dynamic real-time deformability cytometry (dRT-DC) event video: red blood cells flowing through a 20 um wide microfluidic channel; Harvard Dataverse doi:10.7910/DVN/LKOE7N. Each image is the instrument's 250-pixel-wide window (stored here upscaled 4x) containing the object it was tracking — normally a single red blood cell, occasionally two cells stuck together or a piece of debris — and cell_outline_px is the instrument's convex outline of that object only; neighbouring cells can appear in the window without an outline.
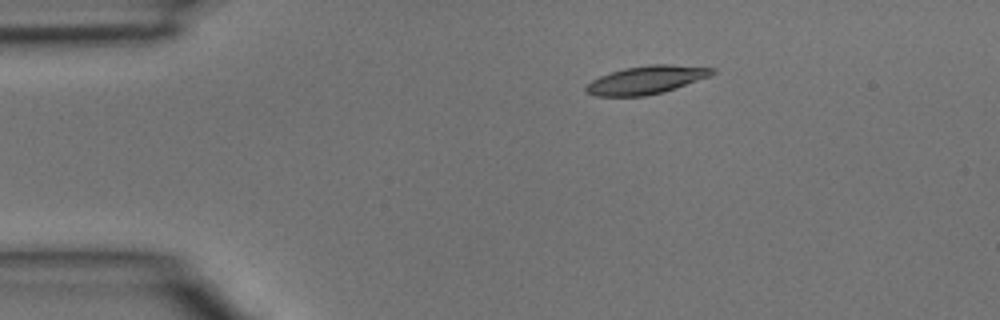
{"species": "common noctule bat (a hibernating species)", "species_latin": "Nyctalus noctula", "temperature_condition": "room temperature", "stored_images_in_passage": 3, "camera_frame_rate_fps": 3000, "um_per_image_px": 0.085, "animal": {"sex": "male", "body_mass_g": 15.6}, "frame": {"image": 1, "passage_image": 2, "time_ms": 0.333, "image_size_px": [1000, 320], "cell_outline_px": [[716, 72], [712, 76], [664, 92], [644, 96], [592, 96], [584, 92], [584, 88], [592, 80], [600, 76], [624, 68], [652, 64], [668, 64], [716, 68]], "centroid_in_image_um": [54.95, 6.8], "position_along_channel_um": 30.0, "area_um2": 20.87}}